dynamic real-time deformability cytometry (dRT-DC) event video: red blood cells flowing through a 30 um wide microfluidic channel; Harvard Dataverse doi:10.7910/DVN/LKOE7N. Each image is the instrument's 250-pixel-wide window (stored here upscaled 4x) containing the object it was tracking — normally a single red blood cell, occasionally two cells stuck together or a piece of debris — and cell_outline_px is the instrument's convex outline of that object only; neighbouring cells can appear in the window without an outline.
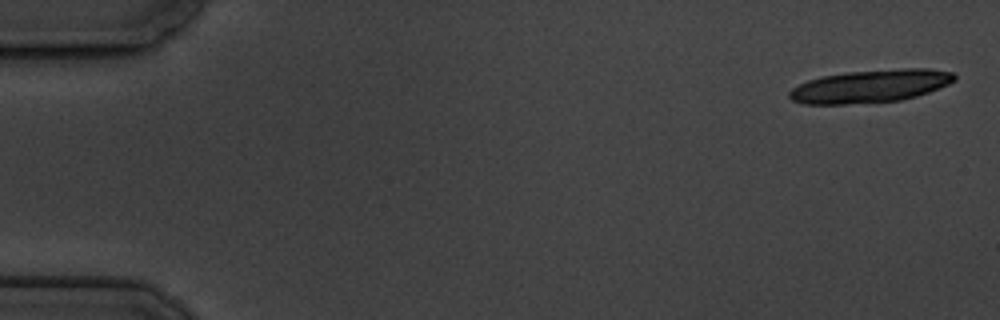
{"species": "common noctule bat (a hibernating species)", "species_latin": "Nyctalus noctula", "temperature_condition": "cold", "stored_images_in_passage": 6, "camera_frame_rate_fps": 3000, "um_per_image_px": 0.085, "animal": {"sex": "male", "body_mass_g": 19.5, "forearm_length_mm": 54.6}, "frame": {"image": 1, "passage_image": 1, "time_ms": 0.0, "image_size_px": [1000, 320], "cell_outline_px": [[956, 80], [948, 84], [928, 92], [916, 96], [900, 100], [844, 104], [804, 104], [792, 100], [788, 96], [788, 92], [792, 88], [808, 80], [824, 76], [848, 72], [904, 68], [928, 68], [952, 72], [956, 76]], "centroid_in_image_um": [73.98, 7.32], "position_along_channel_um": 11.0, "area_um2": 31.39}}